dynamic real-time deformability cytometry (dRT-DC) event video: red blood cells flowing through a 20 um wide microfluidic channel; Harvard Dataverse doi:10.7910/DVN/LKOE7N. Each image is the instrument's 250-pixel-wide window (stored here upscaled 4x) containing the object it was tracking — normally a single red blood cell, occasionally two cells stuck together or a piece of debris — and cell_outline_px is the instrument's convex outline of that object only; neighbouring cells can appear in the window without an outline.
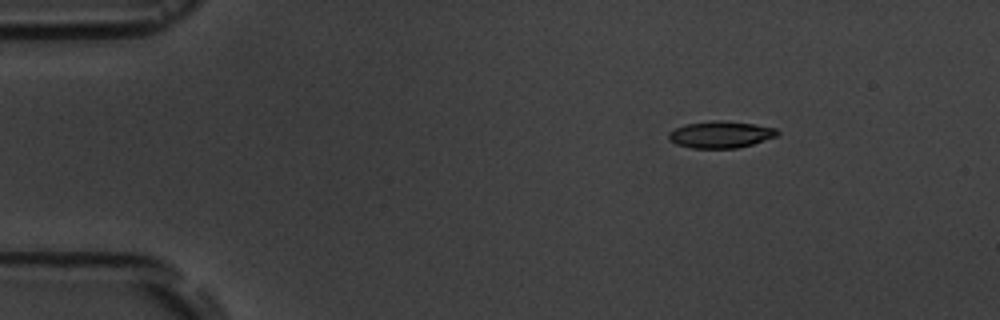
{"species": "common noctule bat (a hibernating species)", "species_latin": "Nyctalus noctula", "temperature_condition": "room temperature", "stored_images_in_passage": 10, "camera_frame_rate_fps": 3000, "um_per_image_px": 0.085, "animal": {"sex": "male", "body_mass_g": 19.5, "forearm_length_mm": 54.6}, "frame": {"image": 1, "passage_image": 2, "time_ms": 1.0, "image_size_px": [1000, 320], "cell_outline_px": [[780, 136], [752, 144], [736, 148], [692, 148], [676, 144], [668, 140], [668, 132], [684, 124], [712, 120], [720, 120], [756, 124], [776, 128], [780, 132]], "centroid_in_image_um": [61.27, 11.43], "position_along_channel_um": 23.7, "area_um2": 17.22}}
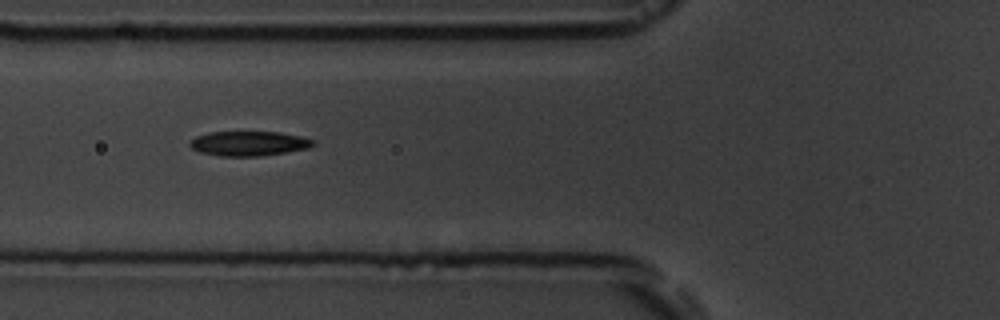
{"frame": {"image": 2, "passage_image": 5, "time_ms": 5.333, "image_size_px": [1000, 320], "cell_outline_px": [[316, 144], [308, 148], [288, 152], [260, 156], [220, 156], [200, 152], [192, 148], [188, 144], [188, 140], [196, 136], [208, 132], [280, 132], [300, 136], [312, 140]], "centroid_in_image_um": [21.11, 12.19], "position_along_channel_um": 104.7, "area_um2": 17.8}}
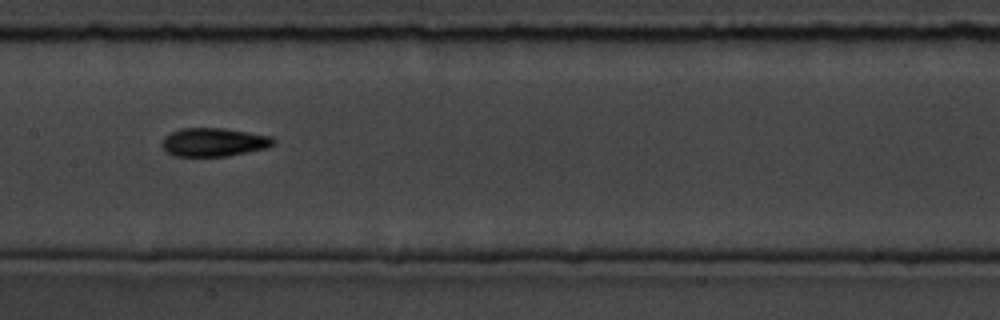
{"frame": {"image": 3, "passage_image": 7, "time_ms": 7.667, "image_size_px": [1000, 320], "cell_outline_px": [[276, 144], [268, 148], [228, 156], [172, 156], [160, 144], [164, 136], [180, 128], [224, 128], [272, 136], [276, 140]], "centroid_in_image_um": [18.2, 12.08], "position_along_channel_um": 189.2, "area_um2": 18.73}}